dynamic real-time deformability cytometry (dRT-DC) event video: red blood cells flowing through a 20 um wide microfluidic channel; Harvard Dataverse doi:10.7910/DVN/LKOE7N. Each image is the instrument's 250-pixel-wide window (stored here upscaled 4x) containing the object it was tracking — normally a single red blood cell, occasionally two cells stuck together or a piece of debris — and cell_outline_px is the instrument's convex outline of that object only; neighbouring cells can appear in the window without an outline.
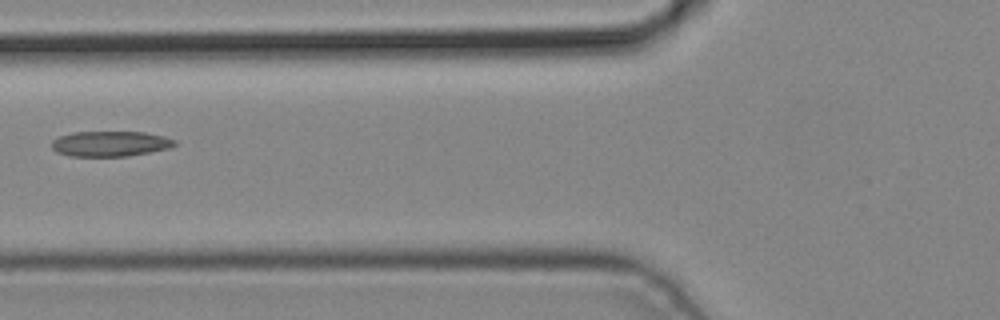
{"species": "common noctule bat (a hibernating species)", "species_latin": "Nyctalus noctula", "temperature_condition": "cold", "stored_images_in_passage": 7, "camera_frame_rate_fps": 3000, "um_per_image_px": 0.085, "animal": {"sex": "male", "body_mass_g": 19.2, "forearm_length_mm": 51.8}, "frame": {"image": 1, "passage_image": 6, "time_ms": 1.667, "image_size_px": [1000, 320], "cell_outline_px": [[176, 144], [168, 148], [152, 152], [128, 156], [68, 156], [56, 152], [52, 148], [52, 140], [60, 136], [72, 132], [144, 132], [164, 136], [176, 140]], "centroid_in_image_um": [9.36, 12.22], "position_along_channel_um": 116.4, "area_um2": 18.21}}
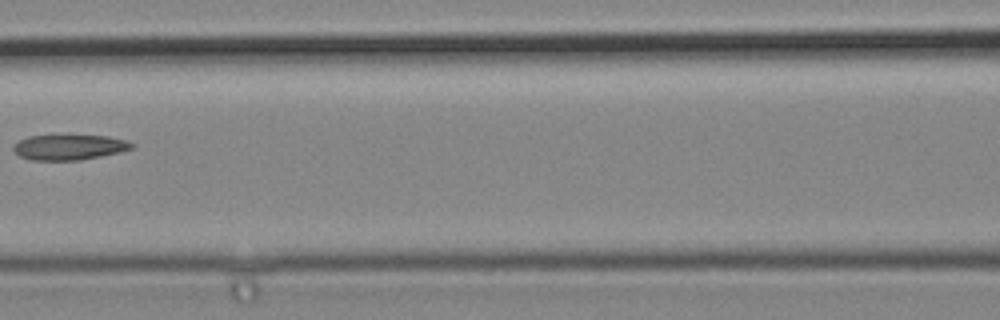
{"frame": {"image": 2, "passage_image": 7, "time_ms": 2.0, "image_size_px": [1000, 320], "cell_outline_px": [[136, 144], [132, 148], [120, 152], [80, 160], [32, 160], [20, 156], [12, 148], [20, 140], [28, 136], [108, 136], [124, 140]], "centroid_in_image_um": [5.9, 12.52], "position_along_channel_um": 160.7, "area_um2": 17.11}}